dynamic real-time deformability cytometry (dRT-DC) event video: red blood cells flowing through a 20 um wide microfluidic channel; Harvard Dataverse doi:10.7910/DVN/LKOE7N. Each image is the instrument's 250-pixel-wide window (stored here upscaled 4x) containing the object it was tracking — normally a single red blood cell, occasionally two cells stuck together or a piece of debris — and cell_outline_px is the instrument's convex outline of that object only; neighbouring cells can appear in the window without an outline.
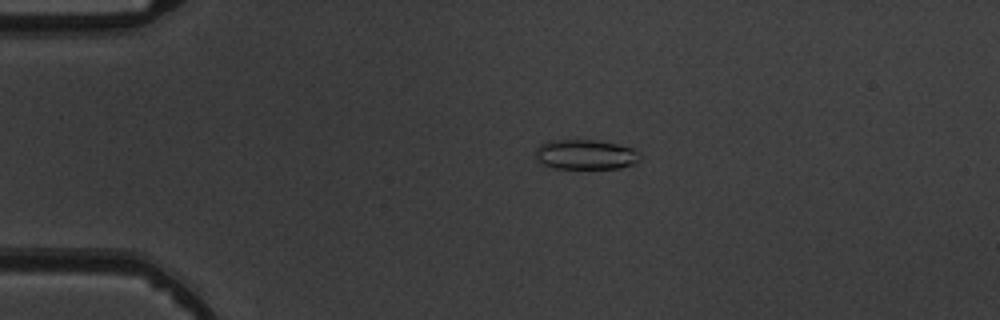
{"species": "common noctule bat (a hibernating species)", "species_latin": "Nyctalus noctula", "temperature_condition": "warm", "stored_images_in_passage": 4, "camera_frame_rate_fps": 3000, "um_per_image_px": 0.085, "animal": {"sex": "male", "body_mass_g": 19.5, "forearm_length_mm": 54.6}, "frame": {"image": 1, "passage_image": 3, "time_ms": 2.0, "image_size_px": [1000, 320], "cell_outline_px": [[640, 160], [636, 164], [620, 168], [556, 168], [544, 164], [536, 160], [536, 148], [540, 144], [548, 140], [596, 140], [616, 144], [632, 148], [640, 152]], "centroid_in_image_um": [49.79, 13.13], "position_along_channel_um": 35.2, "area_um2": 18.26}}